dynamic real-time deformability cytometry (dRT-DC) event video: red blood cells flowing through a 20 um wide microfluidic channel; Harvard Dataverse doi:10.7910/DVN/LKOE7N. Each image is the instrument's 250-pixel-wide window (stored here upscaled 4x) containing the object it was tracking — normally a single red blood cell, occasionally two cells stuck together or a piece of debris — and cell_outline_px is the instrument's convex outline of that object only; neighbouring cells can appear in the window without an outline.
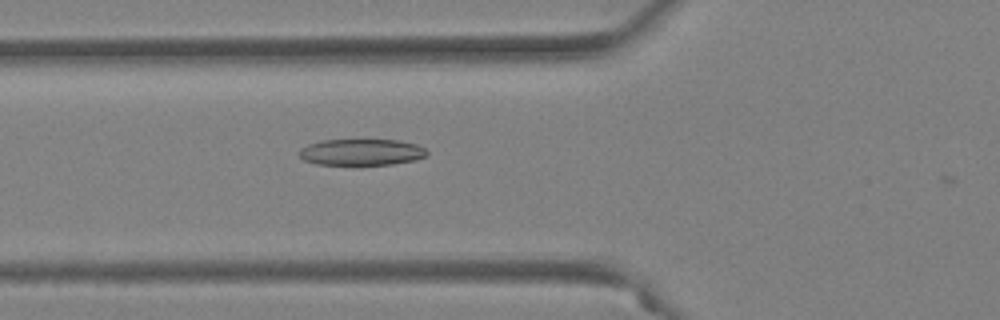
{"species": "Egyptian fruit bat (a non-hibernating species)", "species_latin": "Rousettus aegyptiacus", "temperature_condition": "warm", "stored_images_in_passage": 37, "camera_frame_rate_fps": 3000, "um_per_image_px": 0.085, "animal": {"sex": "female"}, "frame": {"image": 1, "passage_image": 5, "time_ms": 1.333, "image_size_px": [1000, 320], "cell_outline_px": [[428, 156], [416, 160], [392, 164], [316, 164], [304, 160], [300, 156], [300, 148], [308, 144], [320, 140], [400, 140], [416, 144], [424, 148], [428, 152]], "centroid_in_image_um": [30.75, 12.92], "position_along_channel_um": 95.0, "area_um2": 19.59}}
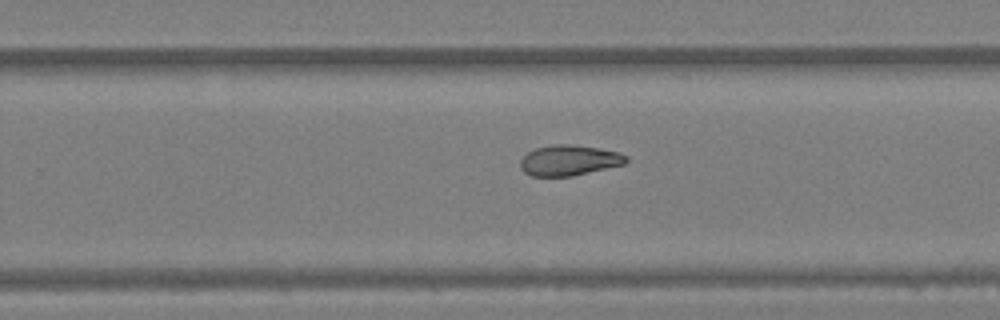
{"frame": {"image": 2, "passage_image": 19, "time_ms": 6.0, "image_size_px": [1000, 320], "cell_outline_px": [[628, 160], [624, 164], [572, 176], [532, 176], [524, 172], [520, 168], [520, 160], [528, 152], [536, 148], [556, 144], [568, 144], [596, 148], [620, 152], [628, 156]], "centroid_in_image_um": [48.37, 13.63], "position_along_channel_um": 281.4, "area_um2": 18.67}}
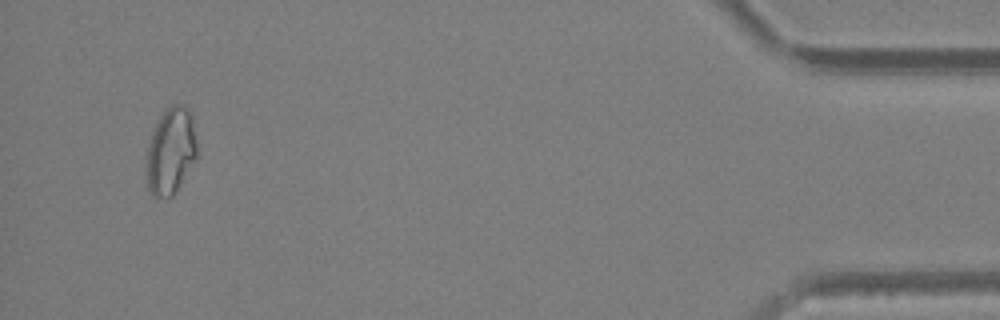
{"frame": {"image": 3, "passage_image": 35, "time_ms": 11.333, "image_size_px": [1000, 320], "cell_outline_px": [[196, 160], [176, 192], [172, 196], [152, 196], [148, 192], [144, 156], [152, 132], [164, 108], [172, 104], [184, 104], [188, 108], [192, 116], [196, 144]], "centroid_in_image_um": [14.48, 12.84], "position_along_channel_um": 420.7, "area_um2": 26.07}, "authors_computed_cell_mechanics": {"area_um2": 19.8254, "velocity_mm_per_s": 3.9938, "shape_relaxation_time_tau1_ms": null, "shape_relaxation_time_tau2_ms": 6.2566, "deformation_change_tau1": null, "deformation_change_tau2": 0.127}}